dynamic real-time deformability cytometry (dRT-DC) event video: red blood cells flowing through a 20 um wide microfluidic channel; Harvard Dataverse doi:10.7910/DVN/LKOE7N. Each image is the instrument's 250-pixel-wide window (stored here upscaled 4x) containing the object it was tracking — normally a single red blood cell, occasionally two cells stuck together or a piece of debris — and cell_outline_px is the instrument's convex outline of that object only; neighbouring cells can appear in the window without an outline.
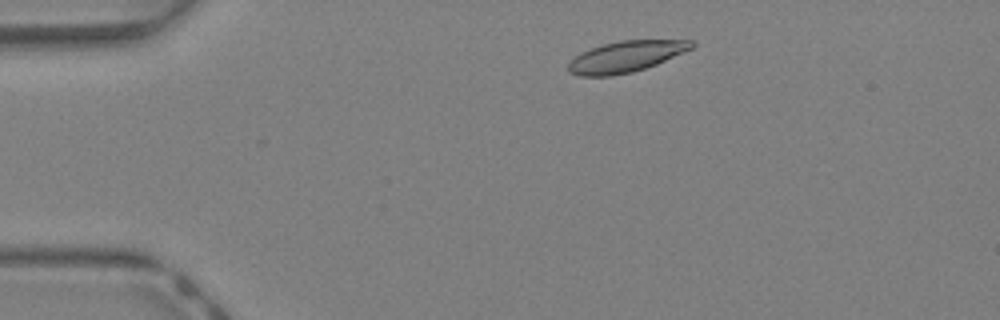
{"species": "Egyptian fruit bat (a non-hibernating species)", "species_latin": "Rousettus aegyptiacus", "temperature_condition": "warm", "stored_images_in_passage": 38, "camera_frame_rate_fps": 3000, "um_per_image_px": 0.085, "animal": {"sex": "female"}, "frame": {"image": 1, "passage_image": 4, "time_ms": 1.0, "image_size_px": [1000, 320], "cell_outline_px": [[696, 44], [692, 48], [656, 64], [632, 72], [612, 76], [580, 76], [568, 72], [568, 64], [580, 52], [604, 44], [620, 40], [692, 40]], "centroid_in_image_um": [53.18, 4.81], "position_along_channel_um": 31.8, "area_um2": 22.14}}
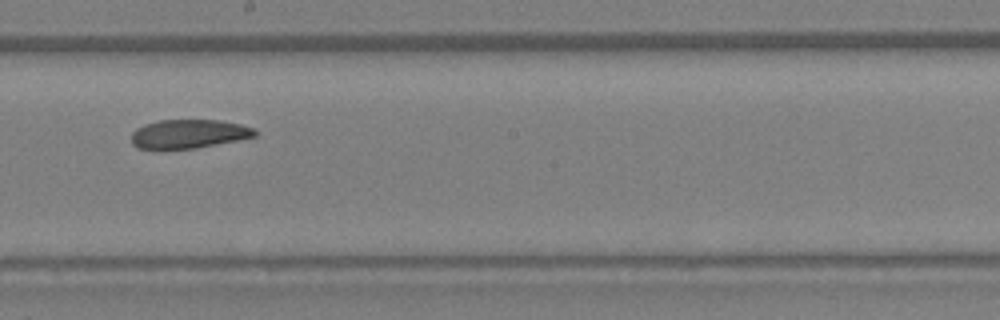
{"frame": {"image": 2, "passage_image": 20, "time_ms": 6.333, "image_size_px": [1000, 320], "cell_outline_px": [[256, 136], [196, 148], [136, 148], [132, 144], [132, 132], [136, 128], [144, 124], [160, 120], [220, 120], [240, 124], [256, 128]], "centroid_in_image_um": [16.04, 11.36], "position_along_channel_um": 232.2, "area_um2": 20.58}}
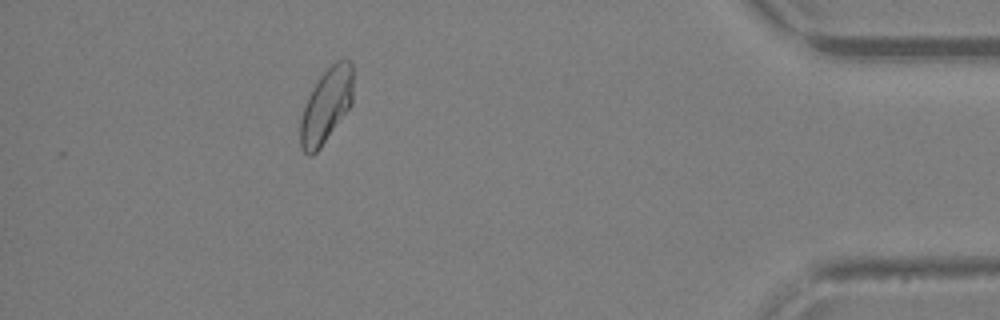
{"frame": {"image": 3, "passage_image": 34, "time_ms": 11.0, "image_size_px": [1000, 320], "cell_outline_px": [[352, 104], [320, 148], [312, 156], [308, 156], [300, 148], [300, 120], [308, 96], [312, 88], [320, 76], [336, 60], [348, 60], [352, 64]], "centroid_in_image_um": [27.71, 9.0], "position_along_channel_um": 407.5, "area_um2": 22.72}, "authors_computed_cell_mechanics": {"area_um2": 22.3975, "velocity_mm_per_s": 4.8361, "shape_relaxation_time_tau1_ms": 7.5999, "shape_relaxation_time_tau2_ms": 5.5109, "deformation_change_tau1": 0.1682, "deformation_change_tau2": 0.0903}}